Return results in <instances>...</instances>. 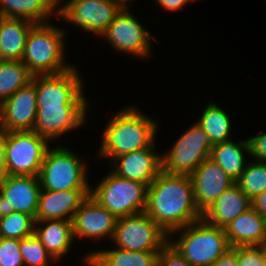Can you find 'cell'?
I'll use <instances>...</instances> for the list:
<instances>
[{
    "instance_id": "obj_1",
    "label": "cell",
    "mask_w": 266,
    "mask_h": 266,
    "mask_svg": "<svg viewBox=\"0 0 266 266\" xmlns=\"http://www.w3.org/2000/svg\"><path fill=\"white\" fill-rule=\"evenodd\" d=\"M145 213L168 235L202 219L195 204L190 175L161 171L147 188Z\"/></svg>"
},
{
    "instance_id": "obj_2",
    "label": "cell",
    "mask_w": 266,
    "mask_h": 266,
    "mask_svg": "<svg viewBox=\"0 0 266 266\" xmlns=\"http://www.w3.org/2000/svg\"><path fill=\"white\" fill-rule=\"evenodd\" d=\"M142 111L131 104L108 119L97 157L111 162L117 156L148 148L156 141L159 122Z\"/></svg>"
},
{
    "instance_id": "obj_3",
    "label": "cell",
    "mask_w": 266,
    "mask_h": 266,
    "mask_svg": "<svg viewBox=\"0 0 266 266\" xmlns=\"http://www.w3.org/2000/svg\"><path fill=\"white\" fill-rule=\"evenodd\" d=\"M64 29L52 22L31 28L21 61L32 76L59 74L74 66L65 59L67 31Z\"/></svg>"
},
{
    "instance_id": "obj_4",
    "label": "cell",
    "mask_w": 266,
    "mask_h": 266,
    "mask_svg": "<svg viewBox=\"0 0 266 266\" xmlns=\"http://www.w3.org/2000/svg\"><path fill=\"white\" fill-rule=\"evenodd\" d=\"M175 233L180 236L174 240ZM169 243L192 266H211L231 248L224 228L209 225L203 218L171 232Z\"/></svg>"
},
{
    "instance_id": "obj_5",
    "label": "cell",
    "mask_w": 266,
    "mask_h": 266,
    "mask_svg": "<svg viewBox=\"0 0 266 266\" xmlns=\"http://www.w3.org/2000/svg\"><path fill=\"white\" fill-rule=\"evenodd\" d=\"M59 146V147H58ZM49 147L38 175L42 190L90 189L88 165L70 147ZM83 159V160H82Z\"/></svg>"
},
{
    "instance_id": "obj_6",
    "label": "cell",
    "mask_w": 266,
    "mask_h": 266,
    "mask_svg": "<svg viewBox=\"0 0 266 266\" xmlns=\"http://www.w3.org/2000/svg\"><path fill=\"white\" fill-rule=\"evenodd\" d=\"M100 180L95 188L91 186L90 196L117 219L145 212V184L121 178L111 170Z\"/></svg>"
},
{
    "instance_id": "obj_7",
    "label": "cell",
    "mask_w": 266,
    "mask_h": 266,
    "mask_svg": "<svg viewBox=\"0 0 266 266\" xmlns=\"http://www.w3.org/2000/svg\"><path fill=\"white\" fill-rule=\"evenodd\" d=\"M49 144L34 131L5 132L7 175L38 176Z\"/></svg>"
},
{
    "instance_id": "obj_8",
    "label": "cell",
    "mask_w": 266,
    "mask_h": 266,
    "mask_svg": "<svg viewBox=\"0 0 266 266\" xmlns=\"http://www.w3.org/2000/svg\"><path fill=\"white\" fill-rule=\"evenodd\" d=\"M161 154L162 171L167 174L190 175L204 160L210 158L213 147L208 135L197 122Z\"/></svg>"
},
{
    "instance_id": "obj_9",
    "label": "cell",
    "mask_w": 266,
    "mask_h": 266,
    "mask_svg": "<svg viewBox=\"0 0 266 266\" xmlns=\"http://www.w3.org/2000/svg\"><path fill=\"white\" fill-rule=\"evenodd\" d=\"M113 247L129 251L160 252L169 235L145 212L117 219Z\"/></svg>"
},
{
    "instance_id": "obj_10",
    "label": "cell",
    "mask_w": 266,
    "mask_h": 266,
    "mask_svg": "<svg viewBox=\"0 0 266 266\" xmlns=\"http://www.w3.org/2000/svg\"><path fill=\"white\" fill-rule=\"evenodd\" d=\"M130 11L132 10H121L101 38L103 37L102 39L107 41L115 52L119 51L147 61L154 57L151 54L155 37Z\"/></svg>"
},
{
    "instance_id": "obj_11",
    "label": "cell",
    "mask_w": 266,
    "mask_h": 266,
    "mask_svg": "<svg viewBox=\"0 0 266 266\" xmlns=\"http://www.w3.org/2000/svg\"><path fill=\"white\" fill-rule=\"evenodd\" d=\"M120 11L112 0H61L57 18L99 38Z\"/></svg>"
},
{
    "instance_id": "obj_12",
    "label": "cell",
    "mask_w": 266,
    "mask_h": 266,
    "mask_svg": "<svg viewBox=\"0 0 266 266\" xmlns=\"http://www.w3.org/2000/svg\"><path fill=\"white\" fill-rule=\"evenodd\" d=\"M78 69L74 65L59 74L33 76L31 81L36 87L37 106L89 105L85 83Z\"/></svg>"
},
{
    "instance_id": "obj_13",
    "label": "cell",
    "mask_w": 266,
    "mask_h": 266,
    "mask_svg": "<svg viewBox=\"0 0 266 266\" xmlns=\"http://www.w3.org/2000/svg\"><path fill=\"white\" fill-rule=\"evenodd\" d=\"M89 105L38 106L33 131L49 142L60 141L69 131L77 130L88 123Z\"/></svg>"
},
{
    "instance_id": "obj_14",
    "label": "cell",
    "mask_w": 266,
    "mask_h": 266,
    "mask_svg": "<svg viewBox=\"0 0 266 266\" xmlns=\"http://www.w3.org/2000/svg\"><path fill=\"white\" fill-rule=\"evenodd\" d=\"M40 191L38 176L8 175L0 183V217L15 211L35 219Z\"/></svg>"
},
{
    "instance_id": "obj_15",
    "label": "cell",
    "mask_w": 266,
    "mask_h": 266,
    "mask_svg": "<svg viewBox=\"0 0 266 266\" xmlns=\"http://www.w3.org/2000/svg\"><path fill=\"white\" fill-rule=\"evenodd\" d=\"M37 110L36 87L31 81L0 104L1 131H33Z\"/></svg>"
},
{
    "instance_id": "obj_16",
    "label": "cell",
    "mask_w": 266,
    "mask_h": 266,
    "mask_svg": "<svg viewBox=\"0 0 266 266\" xmlns=\"http://www.w3.org/2000/svg\"><path fill=\"white\" fill-rule=\"evenodd\" d=\"M116 222L117 218L89 195L72 220L74 239L112 240Z\"/></svg>"
},
{
    "instance_id": "obj_17",
    "label": "cell",
    "mask_w": 266,
    "mask_h": 266,
    "mask_svg": "<svg viewBox=\"0 0 266 266\" xmlns=\"http://www.w3.org/2000/svg\"><path fill=\"white\" fill-rule=\"evenodd\" d=\"M156 149L154 142L148 148L117 156L109 162L110 170L121 178L148 187L162 171L161 152L159 154Z\"/></svg>"
},
{
    "instance_id": "obj_18",
    "label": "cell",
    "mask_w": 266,
    "mask_h": 266,
    "mask_svg": "<svg viewBox=\"0 0 266 266\" xmlns=\"http://www.w3.org/2000/svg\"><path fill=\"white\" fill-rule=\"evenodd\" d=\"M197 209L203 214L235 181L211 158L204 160L190 174Z\"/></svg>"
},
{
    "instance_id": "obj_19",
    "label": "cell",
    "mask_w": 266,
    "mask_h": 266,
    "mask_svg": "<svg viewBox=\"0 0 266 266\" xmlns=\"http://www.w3.org/2000/svg\"><path fill=\"white\" fill-rule=\"evenodd\" d=\"M89 195L90 189H70L64 191L41 189L35 222L43 220L72 221L81 203Z\"/></svg>"
},
{
    "instance_id": "obj_20",
    "label": "cell",
    "mask_w": 266,
    "mask_h": 266,
    "mask_svg": "<svg viewBox=\"0 0 266 266\" xmlns=\"http://www.w3.org/2000/svg\"><path fill=\"white\" fill-rule=\"evenodd\" d=\"M230 247L266 246V218L253 207L224 227Z\"/></svg>"
},
{
    "instance_id": "obj_21",
    "label": "cell",
    "mask_w": 266,
    "mask_h": 266,
    "mask_svg": "<svg viewBox=\"0 0 266 266\" xmlns=\"http://www.w3.org/2000/svg\"><path fill=\"white\" fill-rule=\"evenodd\" d=\"M250 207H252L251 199L235 182L202 214V218L209 225L224 228Z\"/></svg>"
},
{
    "instance_id": "obj_22",
    "label": "cell",
    "mask_w": 266,
    "mask_h": 266,
    "mask_svg": "<svg viewBox=\"0 0 266 266\" xmlns=\"http://www.w3.org/2000/svg\"><path fill=\"white\" fill-rule=\"evenodd\" d=\"M34 234L57 262L64 259L74 245L73 223L70 220L35 222Z\"/></svg>"
},
{
    "instance_id": "obj_23",
    "label": "cell",
    "mask_w": 266,
    "mask_h": 266,
    "mask_svg": "<svg viewBox=\"0 0 266 266\" xmlns=\"http://www.w3.org/2000/svg\"><path fill=\"white\" fill-rule=\"evenodd\" d=\"M87 253L82 260L88 266H158L159 252L129 251L116 247Z\"/></svg>"
},
{
    "instance_id": "obj_24",
    "label": "cell",
    "mask_w": 266,
    "mask_h": 266,
    "mask_svg": "<svg viewBox=\"0 0 266 266\" xmlns=\"http://www.w3.org/2000/svg\"><path fill=\"white\" fill-rule=\"evenodd\" d=\"M34 25V22L27 19L0 17L2 60L21 61L29 32Z\"/></svg>"
},
{
    "instance_id": "obj_25",
    "label": "cell",
    "mask_w": 266,
    "mask_h": 266,
    "mask_svg": "<svg viewBox=\"0 0 266 266\" xmlns=\"http://www.w3.org/2000/svg\"><path fill=\"white\" fill-rule=\"evenodd\" d=\"M57 8L55 0H0V17L22 18L44 24L51 22L49 18L57 17Z\"/></svg>"
},
{
    "instance_id": "obj_26",
    "label": "cell",
    "mask_w": 266,
    "mask_h": 266,
    "mask_svg": "<svg viewBox=\"0 0 266 266\" xmlns=\"http://www.w3.org/2000/svg\"><path fill=\"white\" fill-rule=\"evenodd\" d=\"M234 139L214 144L210 158L216 162L233 180L237 181L249 160L246 161L245 154L250 156L247 139L233 142Z\"/></svg>"
},
{
    "instance_id": "obj_27",
    "label": "cell",
    "mask_w": 266,
    "mask_h": 266,
    "mask_svg": "<svg viewBox=\"0 0 266 266\" xmlns=\"http://www.w3.org/2000/svg\"><path fill=\"white\" fill-rule=\"evenodd\" d=\"M209 102L196 122L208 135L212 145L231 140L233 123L230 116L217 103Z\"/></svg>"
},
{
    "instance_id": "obj_28",
    "label": "cell",
    "mask_w": 266,
    "mask_h": 266,
    "mask_svg": "<svg viewBox=\"0 0 266 266\" xmlns=\"http://www.w3.org/2000/svg\"><path fill=\"white\" fill-rule=\"evenodd\" d=\"M32 77L22 61H0V104L31 82Z\"/></svg>"
},
{
    "instance_id": "obj_29",
    "label": "cell",
    "mask_w": 266,
    "mask_h": 266,
    "mask_svg": "<svg viewBox=\"0 0 266 266\" xmlns=\"http://www.w3.org/2000/svg\"><path fill=\"white\" fill-rule=\"evenodd\" d=\"M236 183L251 200L254 199L266 190V162L250 160Z\"/></svg>"
},
{
    "instance_id": "obj_30",
    "label": "cell",
    "mask_w": 266,
    "mask_h": 266,
    "mask_svg": "<svg viewBox=\"0 0 266 266\" xmlns=\"http://www.w3.org/2000/svg\"><path fill=\"white\" fill-rule=\"evenodd\" d=\"M35 219L25 213L12 212L0 217V237L23 239L34 234Z\"/></svg>"
},
{
    "instance_id": "obj_31",
    "label": "cell",
    "mask_w": 266,
    "mask_h": 266,
    "mask_svg": "<svg viewBox=\"0 0 266 266\" xmlns=\"http://www.w3.org/2000/svg\"><path fill=\"white\" fill-rule=\"evenodd\" d=\"M20 252L24 266H49L58 263L35 234L20 240Z\"/></svg>"
},
{
    "instance_id": "obj_32",
    "label": "cell",
    "mask_w": 266,
    "mask_h": 266,
    "mask_svg": "<svg viewBox=\"0 0 266 266\" xmlns=\"http://www.w3.org/2000/svg\"><path fill=\"white\" fill-rule=\"evenodd\" d=\"M0 266H24L19 239L0 237Z\"/></svg>"
},
{
    "instance_id": "obj_33",
    "label": "cell",
    "mask_w": 266,
    "mask_h": 266,
    "mask_svg": "<svg viewBox=\"0 0 266 266\" xmlns=\"http://www.w3.org/2000/svg\"><path fill=\"white\" fill-rule=\"evenodd\" d=\"M238 266H262L263 246L237 247Z\"/></svg>"
},
{
    "instance_id": "obj_34",
    "label": "cell",
    "mask_w": 266,
    "mask_h": 266,
    "mask_svg": "<svg viewBox=\"0 0 266 266\" xmlns=\"http://www.w3.org/2000/svg\"><path fill=\"white\" fill-rule=\"evenodd\" d=\"M158 266H192L174 247L168 242L159 252Z\"/></svg>"
},
{
    "instance_id": "obj_35",
    "label": "cell",
    "mask_w": 266,
    "mask_h": 266,
    "mask_svg": "<svg viewBox=\"0 0 266 266\" xmlns=\"http://www.w3.org/2000/svg\"><path fill=\"white\" fill-rule=\"evenodd\" d=\"M252 160L266 162V132L246 138Z\"/></svg>"
},
{
    "instance_id": "obj_36",
    "label": "cell",
    "mask_w": 266,
    "mask_h": 266,
    "mask_svg": "<svg viewBox=\"0 0 266 266\" xmlns=\"http://www.w3.org/2000/svg\"><path fill=\"white\" fill-rule=\"evenodd\" d=\"M155 4L159 5L162 10L166 11H180L182 10L187 4L189 3H195L197 0H154Z\"/></svg>"
},
{
    "instance_id": "obj_37",
    "label": "cell",
    "mask_w": 266,
    "mask_h": 266,
    "mask_svg": "<svg viewBox=\"0 0 266 266\" xmlns=\"http://www.w3.org/2000/svg\"><path fill=\"white\" fill-rule=\"evenodd\" d=\"M211 266H238L237 247H231L220 256Z\"/></svg>"
},
{
    "instance_id": "obj_38",
    "label": "cell",
    "mask_w": 266,
    "mask_h": 266,
    "mask_svg": "<svg viewBox=\"0 0 266 266\" xmlns=\"http://www.w3.org/2000/svg\"><path fill=\"white\" fill-rule=\"evenodd\" d=\"M5 165V132L0 131V183L7 177Z\"/></svg>"
},
{
    "instance_id": "obj_39",
    "label": "cell",
    "mask_w": 266,
    "mask_h": 266,
    "mask_svg": "<svg viewBox=\"0 0 266 266\" xmlns=\"http://www.w3.org/2000/svg\"><path fill=\"white\" fill-rule=\"evenodd\" d=\"M252 201V207L264 218H266V190L257 195Z\"/></svg>"
},
{
    "instance_id": "obj_40",
    "label": "cell",
    "mask_w": 266,
    "mask_h": 266,
    "mask_svg": "<svg viewBox=\"0 0 266 266\" xmlns=\"http://www.w3.org/2000/svg\"><path fill=\"white\" fill-rule=\"evenodd\" d=\"M121 10H130V2L133 0H112Z\"/></svg>"
},
{
    "instance_id": "obj_41",
    "label": "cell",
    "mask_w": 266,
    "mask_h": 266,
    "mask_svg": "<svg viewBox=\"0 0 266 266\" xmlns=\"http://www.w3.org/2000/svg\"><path fill=\"white\" fill-rule=\"evenodd\" d=\"M262 266H266V246H263V263Z\"/></svg>"
}]
</instances>
